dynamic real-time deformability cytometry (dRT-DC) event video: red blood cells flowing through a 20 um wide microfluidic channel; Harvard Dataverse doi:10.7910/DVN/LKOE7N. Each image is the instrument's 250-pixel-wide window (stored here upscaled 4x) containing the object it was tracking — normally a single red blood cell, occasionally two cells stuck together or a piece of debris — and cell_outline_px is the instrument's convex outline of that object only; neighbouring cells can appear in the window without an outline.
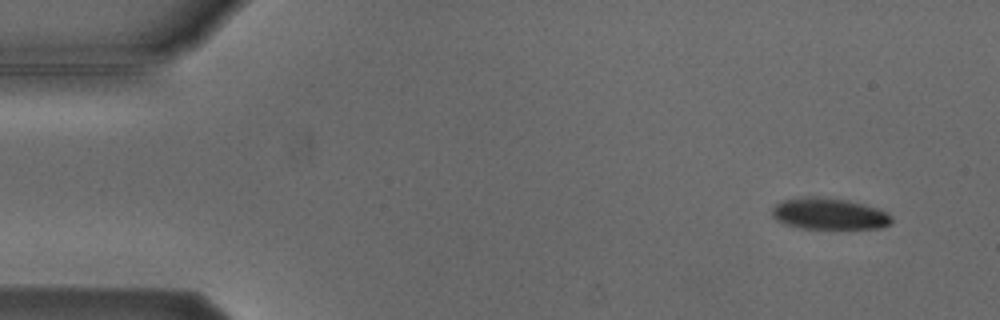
{"species": "Egyptian fruit bat (a non-hibernating species)", "species_latin": "Rousettus aegyptiacus", "temperature_condition": "cold", "stored_images_in_passage": 4, "camera_frame_rate_fps": 3000, "um_per_image_px": 0.085, "animal": {"sex": "male"}, "frame": {"image": 1, "passage_image": 1, "time_ms": 0.0, "image_size_px": [1000, 320], "cell_outline_px": [[892, 224], [880, 228], [800, 228], [784, 224], [776, 220], [772, 216], [772, 208], [776, 204], [784, 200], [816, 196], [848, 200], [864, 204], [888, 212], [892, 216]], "centroid_in_image_um": [70.5, 18.18], "position_along_channel_um": 14.5, "area_um2": 21.85}}
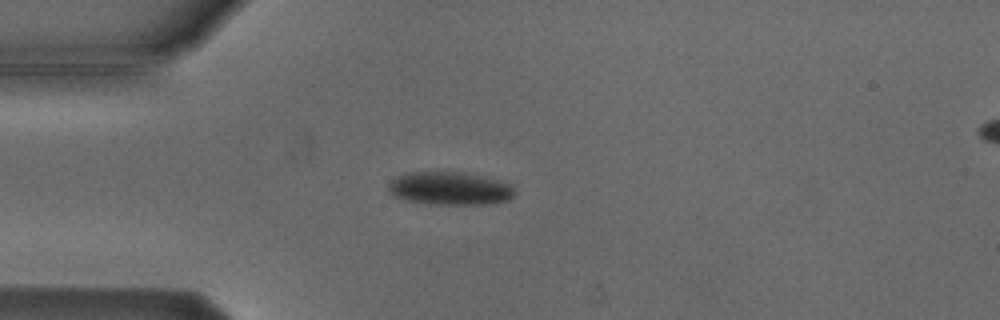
{"frame": {"image": 2, "passage_image": 4, "time_ms": 3.333, "image_size_px": [1000, 320], "cell_outline_px": [[516, 192], [508, 200], [492, 204], [428, 204], [408, 200], [396, 196], [388, 192], [388, 184], [396, 176], [412, 172], [460, 172], [480, 176], [512, 184], [516, 188]], "centroid_in_image_um": [38.26, 16.02], "position_along_channel_um": 46.7, "area_um2": 24.28}}